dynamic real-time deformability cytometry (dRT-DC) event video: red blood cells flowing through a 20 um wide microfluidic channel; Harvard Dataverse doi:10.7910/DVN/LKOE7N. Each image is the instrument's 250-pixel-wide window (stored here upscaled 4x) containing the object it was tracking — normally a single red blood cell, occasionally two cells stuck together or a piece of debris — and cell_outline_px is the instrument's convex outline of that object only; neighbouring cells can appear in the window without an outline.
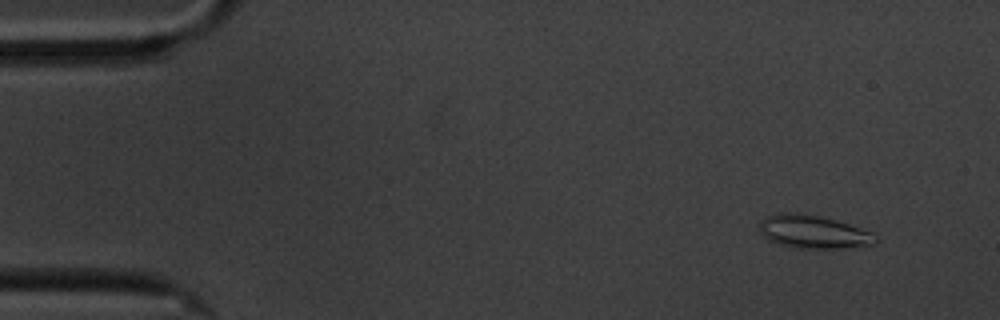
{"species": "common noctule bat (a hibernating species)", "species_latin": "Nyctalus noctula", "temperature_condition": "cold", "stored_images_in_passage": 7, "camera_frame_rate_fps": 3000, "um_per_image_px": 0.085, "animal": {"sex": "male", "body_mass_g": 20.1, "forearm_length_mm": 53.5}, "frame": {"image": 1, "passage_image": 1, "time_ms": 0.0, "image_size_px": [1000, 320], "cell_outline_px": [[880, 240], [872, 244], [844, 248], [796, 248], [780, 244], [768, 240], [760, 232], [760, 224], [768, 216], [780, 212], [796, 212], [820, 216], [836, 220], [876, 232]], "centroid_in_image_um": [69.2, 19.7], "position_along_channel_um": 15.8, "area_um2": 22.6}}
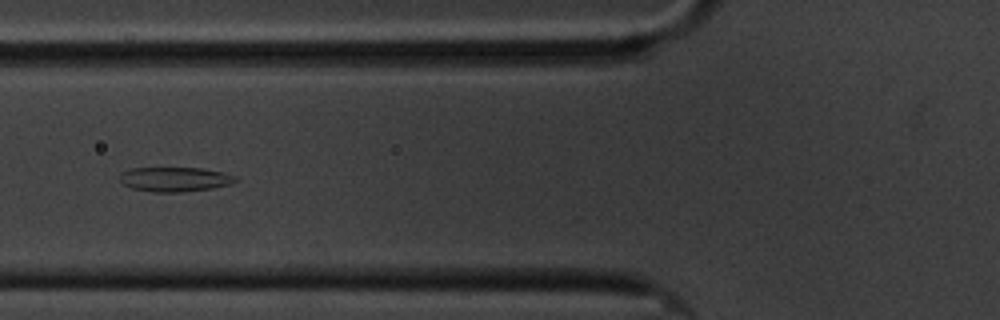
{"frame": {"image": 2, "passage_image": 6, "time_ms": 5.667, "image_size_px": [1000, 320], "cell_outline_px": [[236, 180], [232, 184], [212, 188], [184, 192], [152, 192], [132, 188], [124, 184], [120, 180], [120, 172], [128, 168], [200, 168], [224, 172], [236, 176]], "centroid_in_image_um": [14.85, 15.24], "position_along_channel_um": 110.9, "area_um2": 16.65}}
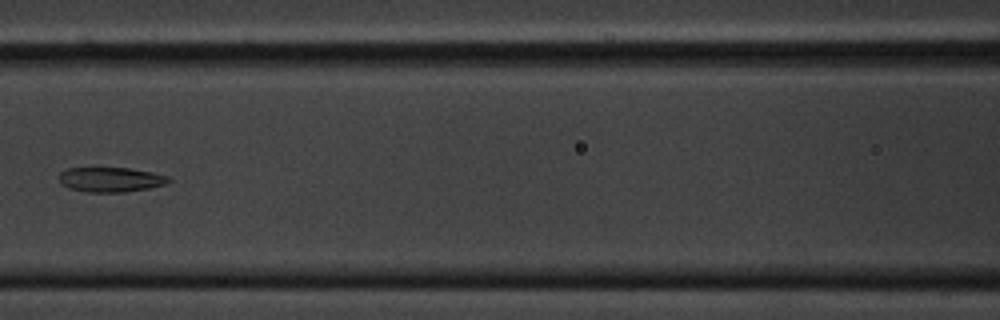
{"frame": {"image": 3, "passage_image": 7, "time_ms": 7.0, "image_size_px": [1000, 320], "cell_outline_px": [[172, 180], [168, 184], [148, 188], [124, 192], [88, 192], [68, 188], [60, 184], [56, 176], [60, 172], [68, 168], [92, 164], [128, 168], [152, 172], [168, 176]], "centroid_in_image_um": [9.31, 15.21], "position_along_channel_um": 157.3, "area_um2": 16.88}}